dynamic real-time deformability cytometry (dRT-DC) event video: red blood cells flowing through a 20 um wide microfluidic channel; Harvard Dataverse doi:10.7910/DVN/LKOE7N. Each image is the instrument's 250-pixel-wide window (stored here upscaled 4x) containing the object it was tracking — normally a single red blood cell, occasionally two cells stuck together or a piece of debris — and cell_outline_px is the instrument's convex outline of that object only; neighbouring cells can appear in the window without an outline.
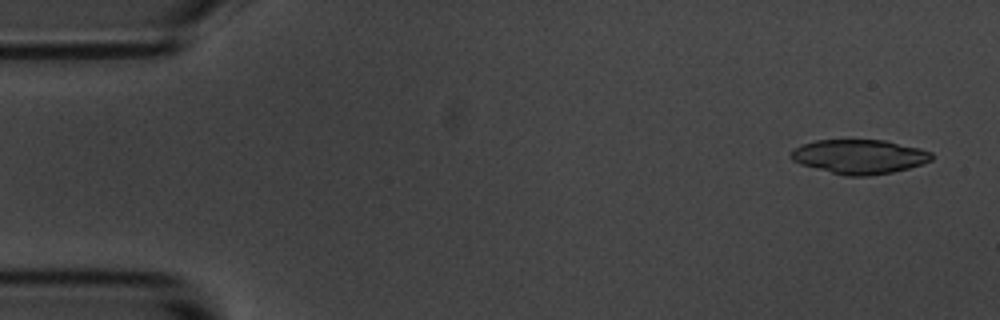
{"species": "common noctule bat (a hibernating species)", "species_latin": "Nyctalus noctula", "temperature_condition": "room temperature", "stored_images_in_passage": 7, "camera_frame_rate_fps": 3000, "um_per_image_px": 0.085, "animal": {"sex": "male", "body_mass_g": 20.1, "forearm_length_mm": 53.5}, "frame": {"image": 1, "passage_image": 1, "time_ms": 0.0, "image_size_px": [1000, 320], "cell_outline_px": [[932, 160], [908, 168], [892, 172], [868, 176], [844, 176], [800, 164], [792, 160], [792, 152], [796, 148], [804, 144], [816, 140], [884, 140], [920, 148], [932, 152]], "centroid_in_image_um": [73.06, 13.32], "position_along_channel_um": 11.9, "area_um2": 27.86}}